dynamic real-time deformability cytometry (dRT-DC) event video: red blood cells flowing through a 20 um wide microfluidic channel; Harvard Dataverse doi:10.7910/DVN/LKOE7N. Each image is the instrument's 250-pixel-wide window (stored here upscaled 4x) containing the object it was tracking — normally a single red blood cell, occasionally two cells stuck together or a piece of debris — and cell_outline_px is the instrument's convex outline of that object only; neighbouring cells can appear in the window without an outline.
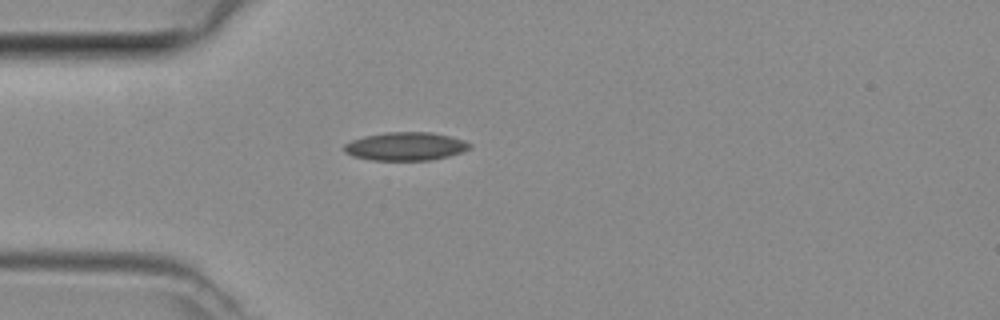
{"species": "common noctule bat (a hibernating species)", "species_latin": "Nyctalus noctula", "temperature_condition": "room temperature", "stored_images_in_passage": 2, "camera_frame_rate_fps": 3000, "um_per_image_px": 0.085, "animal": {"sex": "female", "body_mass_g": 29.2, "forearm_length_mm": 56.3}, "frame": {"image": 1, "passage_image": 2, "time_ms": 0.333, "image_size_px": [1000, 320], "cell_outline_px": [[472, 148], [448, 156], [432, 160], [372, 160], [352, 156], [344, 152], [344, 144], [352, 140], [364, 136], [384, 132], [432, 132], [464, 140], [472, 144]], "centroid_in_image_um": [34.47, 12.44], "position_along_channel_um": 50.5, "area_um2": 20.75}}